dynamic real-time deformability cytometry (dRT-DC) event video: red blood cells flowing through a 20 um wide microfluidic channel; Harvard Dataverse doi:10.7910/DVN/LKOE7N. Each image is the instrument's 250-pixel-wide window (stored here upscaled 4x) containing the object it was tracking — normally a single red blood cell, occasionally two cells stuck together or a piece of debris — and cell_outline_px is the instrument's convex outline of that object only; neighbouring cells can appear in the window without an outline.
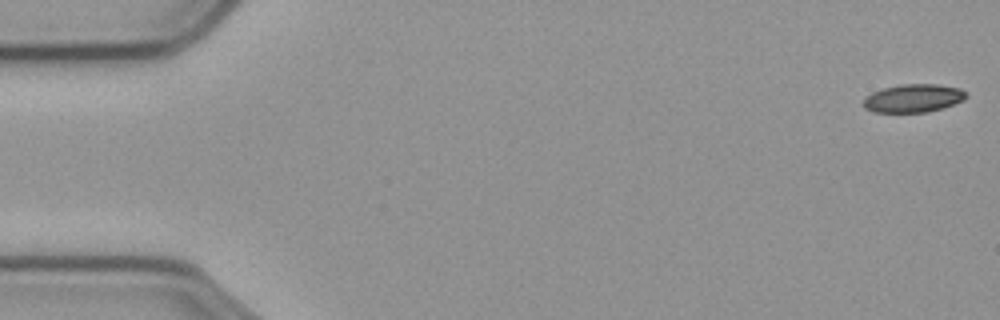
{"species": "common noctule bat (a hibernating species)", "species_latin": "Nyctalus noctula", "temperature_condition": "cold", "stored_images_in_passage": 16, "camera_frame_rate_fps": 3000, "um_per_image_px": 0.085, "animal": {"sex": "male", "body_mass_g": 23.1, "forearm_length_mm": 52.7}, "frame": {"image": 1, "passage_image": 1, "time_ms": 0.0, "image_size_px": [1000, 320], "cell_outline_px": [[968, 96], [964, 100], [928, 112], [872, 112], [864, 108], [864, 100], [872, 92], [884, 88], [900, 84], [936, 84], [960, 88], [968, 92]], "centroid_in_image_um": [77.66, 8.34], "position_along_channel_um": 7.3, "area_um2": 16.82}}
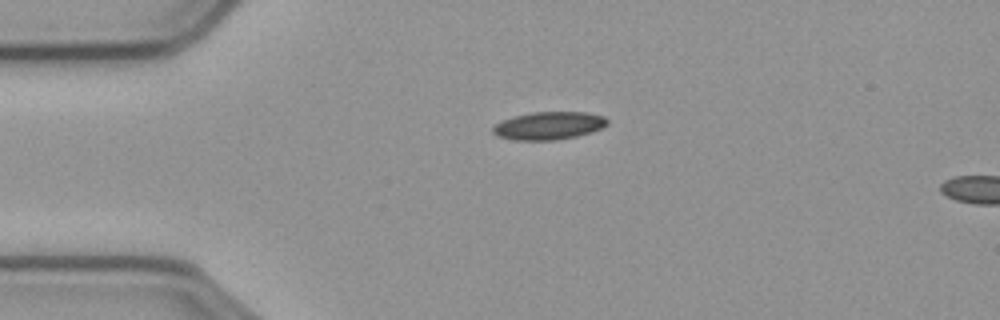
{"frame": {"image": 2, "passage_image": 13, "time_ms": 4.0, "image_size_px": [1000, 320], "cell_outline_px": [[608, 124], [592, 132], [576, 136], [556, 140], [512, 140], [500, 136], [492, 132], [492, 128], [500, 120], [532, 112], [584, 112], [604, 116], [608, 120]], "centroid_in_image_um": [46.65, 10.68], "position_along_channel_um": 38.4, "area_um2": 18.5}}